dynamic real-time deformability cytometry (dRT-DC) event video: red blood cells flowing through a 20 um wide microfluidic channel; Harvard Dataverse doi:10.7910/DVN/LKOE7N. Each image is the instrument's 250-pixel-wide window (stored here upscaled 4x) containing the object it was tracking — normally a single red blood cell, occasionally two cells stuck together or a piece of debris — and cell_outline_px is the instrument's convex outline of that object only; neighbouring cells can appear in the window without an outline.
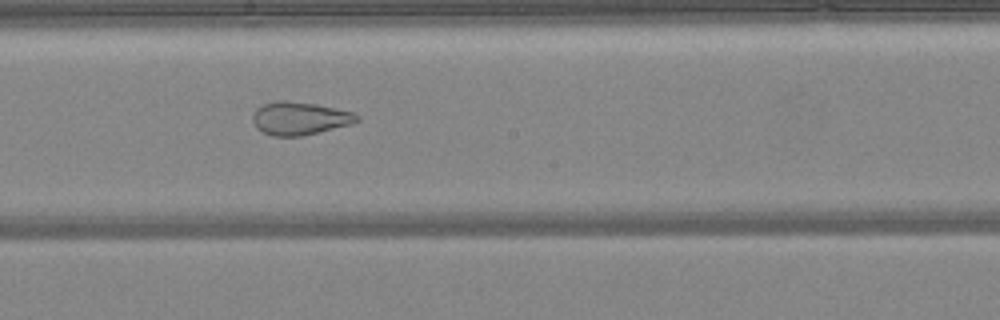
{"species": "common noctule bat (a hibernating species)", "species_latin": "Nyctalus noctula", "temperature_condition": "warm", "stored_images_in_passage": 38, "camera_frame_rate_fps": 3000, "um_per_image_px": 0.085, "animal": {"sex": "female", "body_mass_g": 24.6, "forearm_length_mm": 56.2}, "frame": {"image": 1, "passage_image": 17, "time_ms": 5.333, "image_size_px": [1000, 320], "cell_outline_px": [[360, 120], [352, 124], [304, 136], [272, 136], [256, 128], [252, 120], [252, 116], [256, 108], [264, 104], [276, 100], [284, 100], [316, 104], [352, 112], [360, 116]], "centroid_in_image_um": [25.47, 10.06], "position_along_channel_um": 222.7, "area_um2": 20.17}, "authors_computed_cell_mechanics": {"area_um2": 25.721, "velocity_mm_per_s": 4.2517, "shape_relaxation_time_tau1_ms": null, "shape_relaxation_time_tau2_ms": 1.1574, "deformation_change_tau1": null, "deformation_change_tau2": 0.0851}}